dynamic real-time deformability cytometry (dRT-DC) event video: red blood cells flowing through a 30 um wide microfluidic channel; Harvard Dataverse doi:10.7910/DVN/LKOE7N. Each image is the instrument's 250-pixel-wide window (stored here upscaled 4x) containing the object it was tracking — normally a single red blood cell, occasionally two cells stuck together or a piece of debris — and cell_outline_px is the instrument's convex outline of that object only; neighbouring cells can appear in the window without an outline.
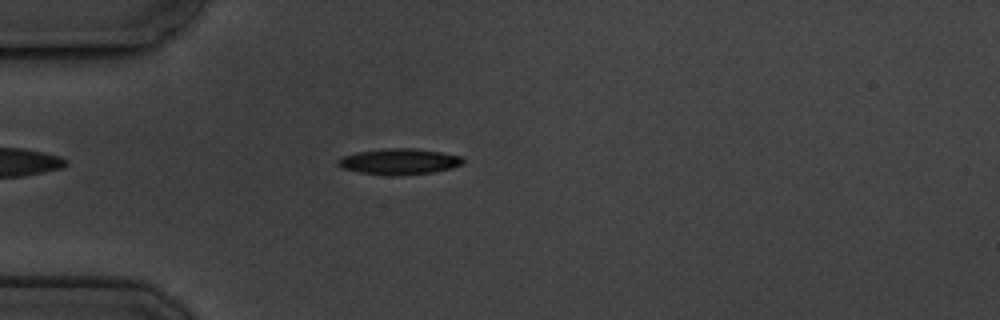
{"species": "common noctule bat (a hibernating species)", "species_latin": "Nyctalus noctula", "temperature_condition": "cold", "stored_images_in_passage": 5, "camera_frame_rate_fps": 3000, "um_per_image_px": 0.085, "animal": {"sex": "male", "body_mass_g": 19.5, "forearm_length_mm": 54.6}, "frame": {"image": 1, "passage_image": 5, "time_ms": 5.333, "image_size_px": [1000, 320], "cell_outline_px": [[464, 164], [452, 168], [432, 172], [360, 172], [344, 168], [336, 164], [336, 160], [340, 156], [356, 152], [388, 148], [416, 148], [440, 152], [460, 156], [464, 160]], "centroid_in_image_um": [33.93, 13.66], "position_along_channel_um": 51.1, "area_um2": 17.86}}